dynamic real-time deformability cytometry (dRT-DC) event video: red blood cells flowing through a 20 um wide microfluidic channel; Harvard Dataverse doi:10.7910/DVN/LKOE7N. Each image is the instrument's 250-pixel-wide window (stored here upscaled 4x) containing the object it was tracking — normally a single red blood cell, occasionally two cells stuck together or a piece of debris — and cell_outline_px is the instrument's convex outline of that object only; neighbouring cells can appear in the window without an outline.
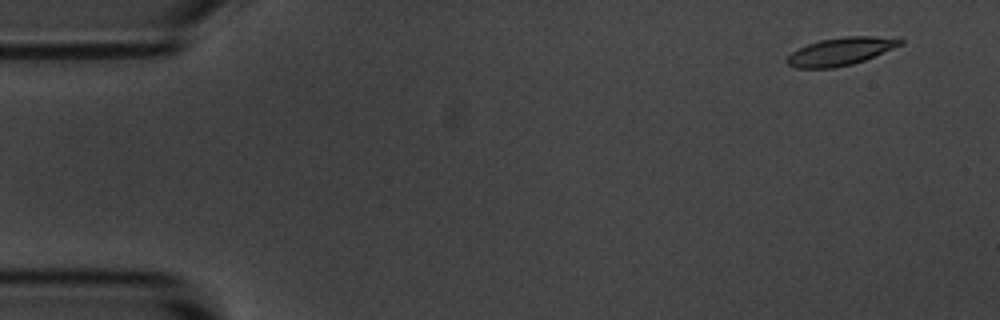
{"species": "common noctule bat (a hibernating species)", "species_latin": "Nyctalus noctula", "temperature_condition": "room temperature", "stored_images_in_passage": 8, "camera_frame_rate_fps": 3000, "um_per_image_px": 0.085, "animal": {"sex": "male", "body_mass_g": 20.1, "forearm_length_mm": 53.5}, "frame": {"image": 1, "passage_image": 1, "time_ms": 0.0, "image_size_px": [1000, 320], "cell_outline_px": [[904, 44], [864, 60], [852, 64], [832, 68], [796, 68], [788, 64], [784, 60], [792, 52], [808, 44], [820, 40], [844, 36], [872, 36], [904, 40]], "centroid_in_image_um": [71.43, 4.37], "position_along_channel_um": 13.6, "area_um2": 18.15}}
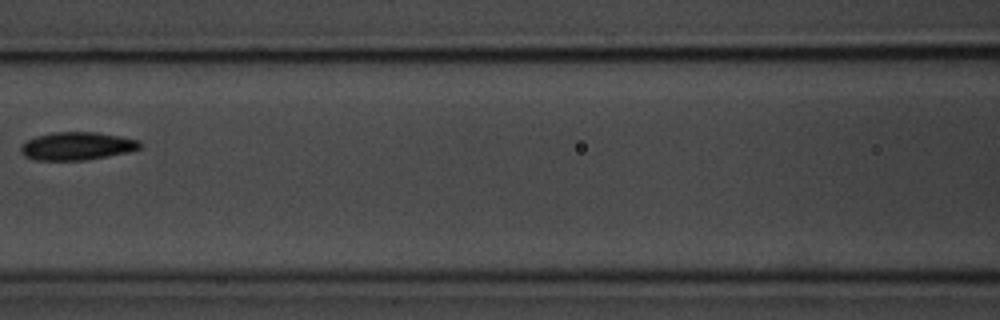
{"frame": {"image": 2, "passage_image": 7, "time_ms": 7.0, "image_size_px": [1000, 320], "cell_outline_px": [[144, 148], [128, 152], [84, 160], [36, 160], [24, 156], [20, 152], [20, 144], [36, 136], [52, 132], [96, 132], [120, 136], [140, 140], [144, 144]], "centroid_in_image_um": [6.57, 12.41], "position_along_channel_um": 160.0, "area_um2": 19.65}}
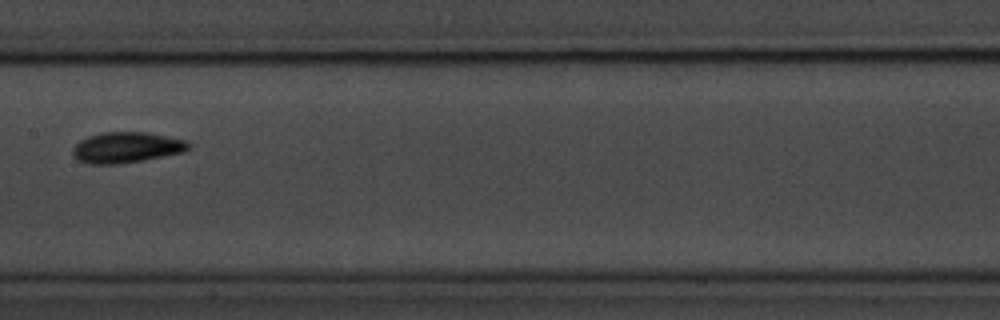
{"frame": {"image": 3, "passage_image": 8, "time_ms": 8.0, "image_size_px": [1000, 320], "cell_outline_px": [[192, 148], [184, 152], [144, 160], [120, 164], [88, 164], [76, 160], [72, 156], [72, 148], [80, 140], [88, 136], [104, 132], [148, 132], [188, 140], [192, 144]], "centroid_in_image_um": [10.78, 12.54], "position_along_channel_um": 196.6, "area_um2": 21.21}}